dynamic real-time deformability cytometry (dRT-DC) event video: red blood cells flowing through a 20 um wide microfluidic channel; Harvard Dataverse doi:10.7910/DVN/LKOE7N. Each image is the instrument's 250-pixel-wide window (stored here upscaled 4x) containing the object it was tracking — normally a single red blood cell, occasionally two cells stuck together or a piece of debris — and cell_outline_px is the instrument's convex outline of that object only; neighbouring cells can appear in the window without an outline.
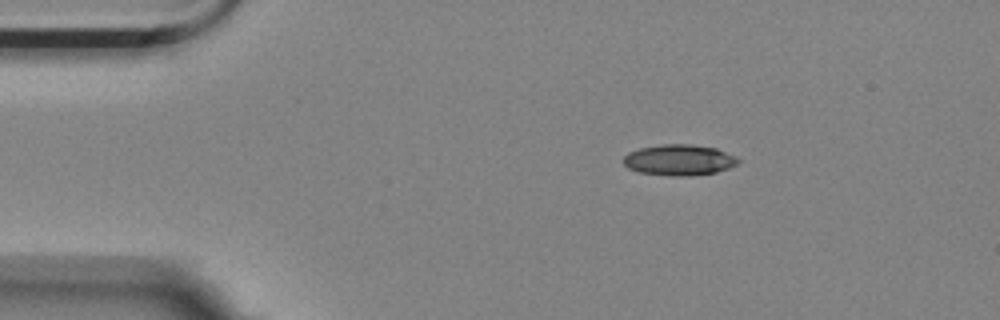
{"species": "Egyptian fruit bat (a non-hibernating species)", "species_latin": "Rousettus aegyptiacus", "temperature_condition": "room temperature", "stored_images_in_passage": 49, "camera_frame_rate_fps": 3000, "um_per_image_px": 0.085, "animal": {"sex": "female"}, "frame": {"image": 1, "passage_image": 2, "time_ms": 0.333, "image_size_px": [1000, 320], "cell_outline_px": [[740, 160], [736, 164], [728, 168], [716, 172], [692, 176], [672, 176], [640, 172], [628, 168], [624, 164], [624, 156], [628, 152], [640, 148], [664, 144], [692, 144], [716, 148], [736, 156]], "centroid_in_image_um": [57.73, 13.59], "position_along_channel_um": 27.3, "area_um2": 20.63}}
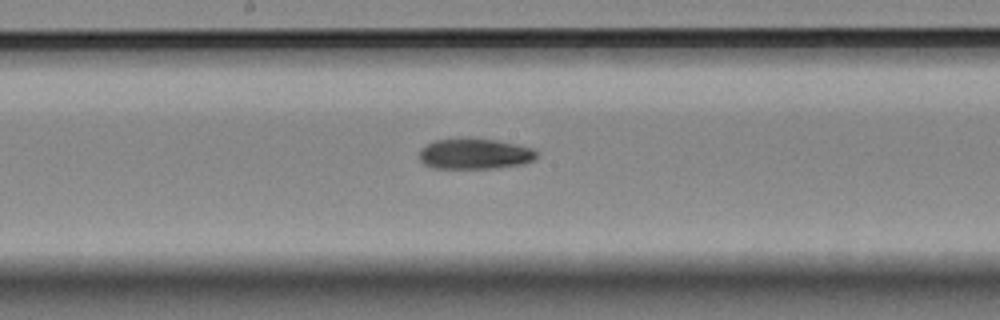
{"frame": {"image": 2, "passage_image": 22, "time_ms": 7.0, "image_size_px": [1000, 320], "cell_outline_px": [[536, 156], [532, 160], [524, 164], [496, 168], [432, 168], [424, 164], [420, 160], [420, 148], [436, 140], [496, 140], [532, 148], [536, 152]], "centroid_in_image_um": [40.34, 13.11], "position_along_channel_um": 207.9, "area_um2": 20.35}}
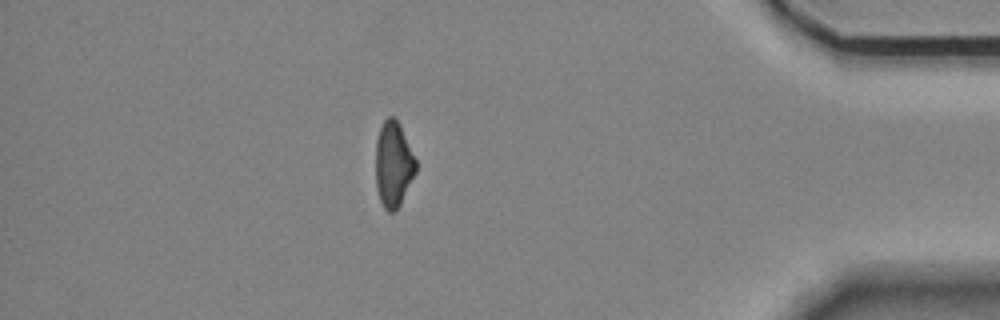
{"frame": {"image": 3, "passage_image": 42, "time_ms": 13.667, "image_size_px": [1000, 320], "cell_outline_px": [[416, 172], [400, 204], [392, 212], [388, 212], [384, 208], [380, 200], [376, 188], [376, 140], [380, 128], [384, 120], [388, 116], [396, 116], [400, 124], [416, 160]], "centroid_in_image_um": [33.43, 13.93], "position_along_channel_um": 401.8, "area_um2": 20.0}, "authors_computed_cell_mechanics": {"area_um2": 20.9236, "velocity_mm_per_s": 3.5193, "shape_relaxation_time_tau1_ms": null, "shape_relaxation_time_tau2_ms": 11.0259, "deformation_change_tau1": null, "deformation_change_tau2": 0.1998}}